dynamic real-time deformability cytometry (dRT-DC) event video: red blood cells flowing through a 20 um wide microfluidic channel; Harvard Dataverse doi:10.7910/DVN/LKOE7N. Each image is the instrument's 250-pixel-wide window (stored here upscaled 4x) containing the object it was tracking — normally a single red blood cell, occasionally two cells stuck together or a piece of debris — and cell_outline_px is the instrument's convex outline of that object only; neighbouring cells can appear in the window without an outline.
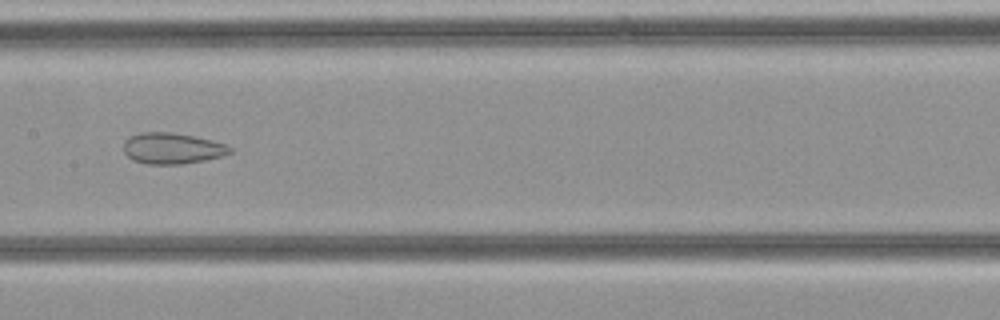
{"species": "common noctule bat (a hibernating species)", "species_latin": "Nyctalus noctula", "temperature_condition": "cold", "stored_images_in_passage": 37, "camera_frame_rate_fps": 3000, "um_per_image_px": 0.085, "animal": {"sex": "female", "body_mass_g": 21.9}, "frame": {"image": 1, "passage_image": 18, "time_ms": 5.667, "image_size_px": [1000, 320], "cell_outline_px": [[232, 152], [220, 156], [204, 160], [180, 164], [148, 164], [132, 160], [124, 152], [124, 140], [128, 136], [140, 132], [172, 132], [212, 140], [224, 144], [232, 148]], "centroid_in_image_um": [14.59, 12.6], "position_along_channel_um": 192.8, "area_um2": 19.19}}
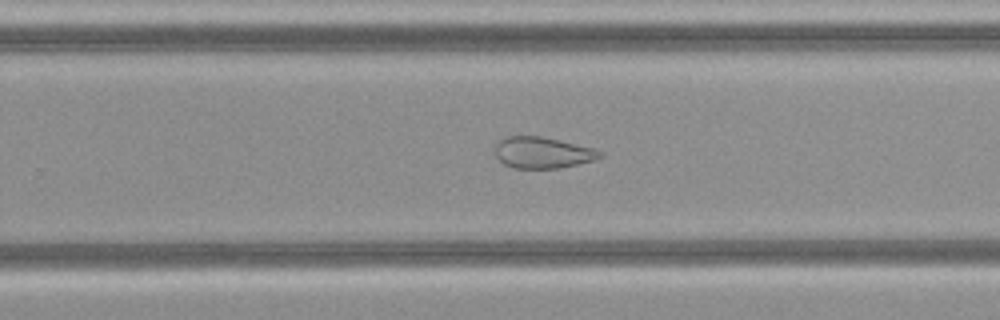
{"frame": {"image": 2, "passage_image": 23, "time_ms": 7.333, "image_size_px": [1000, 320], "cell_outline_px": [[604, 156], [592, 160], [576, 164], [556, 168], [512, 168], [504, 164], [496, 156], [496, 144], [504, 136], [540, 136], [592, 148], [604, 152]], "centroid_in_image_um": [46.09, 12.97], "position_along_channel_um": 283.7, "area_um2": 18.84}}
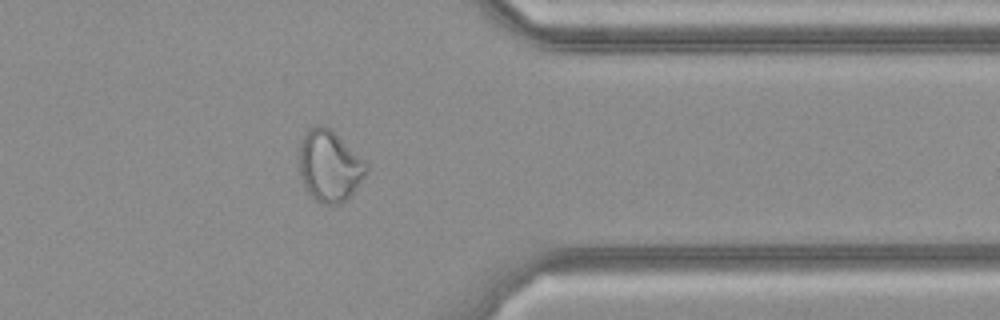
{"frame": {"image": 3, "passage_image": 29, "time_ms": 9.333, "image_size_px": [1000, 320], "cell_outline_px": [[368, 172], [352, 192], [340, 204], [324, 204], [316, 200], [308, 192], [300, 180], [296, 160], [300, 144], [308, 128], [320, 124], [324, 124], [332, 128], [368, 164]], "centroid_in_image_um": [27.96, 14.06], "position_along_channel_um": 383.4, "area_um2": 28.44}}